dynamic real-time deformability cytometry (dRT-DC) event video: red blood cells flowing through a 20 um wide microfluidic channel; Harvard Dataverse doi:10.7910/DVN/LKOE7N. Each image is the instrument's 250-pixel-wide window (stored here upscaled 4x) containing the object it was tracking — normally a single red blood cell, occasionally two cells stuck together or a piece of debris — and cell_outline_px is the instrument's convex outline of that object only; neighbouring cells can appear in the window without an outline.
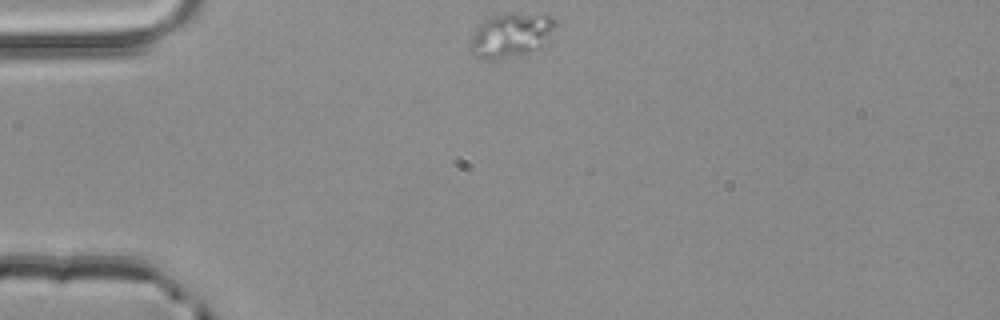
{"species": "common noctule bat (a hibernating species)", "species_latin": "Nyctalus noctula", "temperature_condition": "room temperature", "stored_images_in_passage": 1, "camera_frame_rate_fps": 3000, "um_per_image_px": 0.085, "animal": {"sex": "male", "body_mass_g": 20.4}, "frame": {"image": 1, "passage_image": 1, "time_ms": 0.0, "image_size_px": [1000, 320], "cell_outline_px": [[556, 24], [552, 44], [520, 56], [496, 60], [480, 60], [468, 48], [472, 36], [476, 28], [488, 16], [508, 12], [516, 12], [552, 16], [556, 20]], "centroid_in_image_um": [43.5, 3.01], "position_along_channel_um": 41.5, "area_um2": 23.29}}